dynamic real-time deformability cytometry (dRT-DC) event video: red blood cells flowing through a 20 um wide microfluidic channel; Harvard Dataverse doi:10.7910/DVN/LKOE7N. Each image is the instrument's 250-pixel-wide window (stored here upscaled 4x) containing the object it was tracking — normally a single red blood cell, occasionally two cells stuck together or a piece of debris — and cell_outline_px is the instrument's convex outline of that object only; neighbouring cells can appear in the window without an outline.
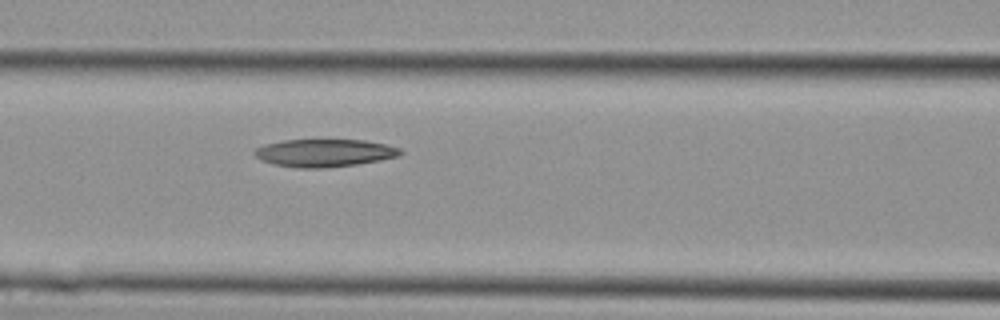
{"species": "Egyptian fruit bat (a non-hibernating species)", "species_latin": "Rousettus aegyptiacus", "temperature_condition": "cold", "stored_images_in_passage": 11, "camera_frame_rate_fps": 3000, "um_per_image_px": 0.085, "animal": {"sex": "female"}, "frame": {"image": 1, "passage_image": 11, "time_ms": 3.333, "image_size_px": [1000, 320], "cell_outline_px": [[404, 152], [396, 156], [380, 160], [356, 164], [324, 168], [296, 168], [272, 164], [256, 156], [252, 152], [256, 148], [264, 144], [284, 140], [364, 140], [384, 144], [400, 148]], "centroid_in_image_um": [27.55, 13.0], "position_along_channel_um": 139.1, "area_um2": 23.41}}